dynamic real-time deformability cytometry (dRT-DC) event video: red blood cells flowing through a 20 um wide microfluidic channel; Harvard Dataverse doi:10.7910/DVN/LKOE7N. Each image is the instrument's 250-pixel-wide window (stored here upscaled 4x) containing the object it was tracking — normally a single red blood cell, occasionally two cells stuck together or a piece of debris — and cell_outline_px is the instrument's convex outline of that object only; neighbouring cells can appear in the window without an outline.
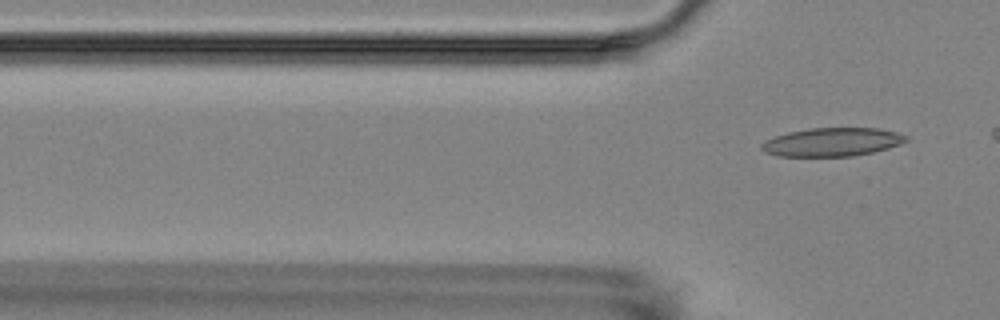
{"species": "Egyptian fruit bat (a non-hibernating species)", "species_latin": "Rousettus aegyptiacus", "temperature_condition": "room temperature", "stored_images_in_passage": 5, "segment_of_instrument_passage": [2, 2], "camera_frame_rate_fps": 3000, "um_per_image_px": 0.085, "animal": {"sex": "female"}, "frame": {"image": 1, "passage_image": 5, "time_ms": 4.333, "image_size_px": [1000, 320], "cell_outline_px": [[908, 140], [900, 144], [888, 148], [872, 152], [852, 156], [776, 156], [764, 152], [760, 148], [760, 144], [764, 140], [788, 132], [808, 128], [876, 128], [896, 132], [908, 136]], "centroid_in_image_um": [70.7, 12.07], "position_along_channel_um": 55.1, "area_um2": 24.04}}